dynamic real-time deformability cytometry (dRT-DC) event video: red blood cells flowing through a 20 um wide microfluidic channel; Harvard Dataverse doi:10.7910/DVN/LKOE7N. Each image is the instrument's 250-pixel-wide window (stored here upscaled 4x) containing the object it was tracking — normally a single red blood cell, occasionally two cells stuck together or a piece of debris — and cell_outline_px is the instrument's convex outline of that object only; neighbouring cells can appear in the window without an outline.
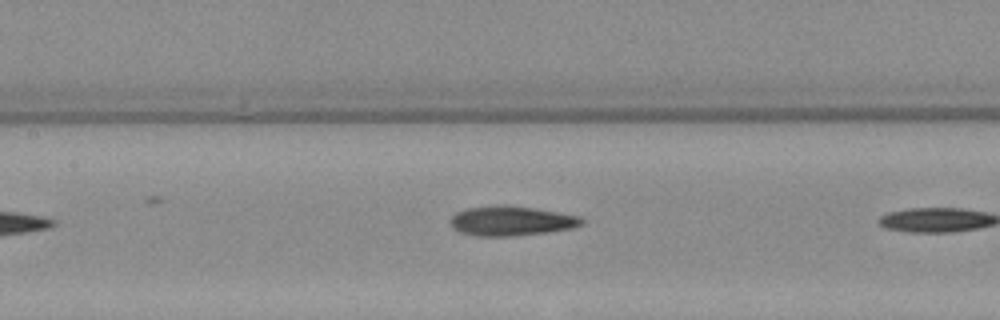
{"species": "Egyptian fruit bat (a non-hibernating species)", "species_latin": "Rousettus aegyptiacus", "temperature_condition": "warm", "stored_images_in_passage": 8, "camera_frame_rate_fps": 3000, "um_per_image_px": 0.085, "animal": {"sex": "female"}, "frame": {"image": 1, "passage_image": 4, "time_ms": 3.667, "image_size_px": [1000, 320], "cell_outline_px": [[584, 224], [572, 228], [548, 232], [512, 236], [476, 236], [460, 232], [452, 228], [448, 220], [456, 212], [468, 208], [496, 204], [504, 204], [532, 208], [580, 216], [584, 220]], "centroid_in_image_um": [43.42, 18.77], "position_along_channel_um": 164.0, "area_um2": 22.89}}
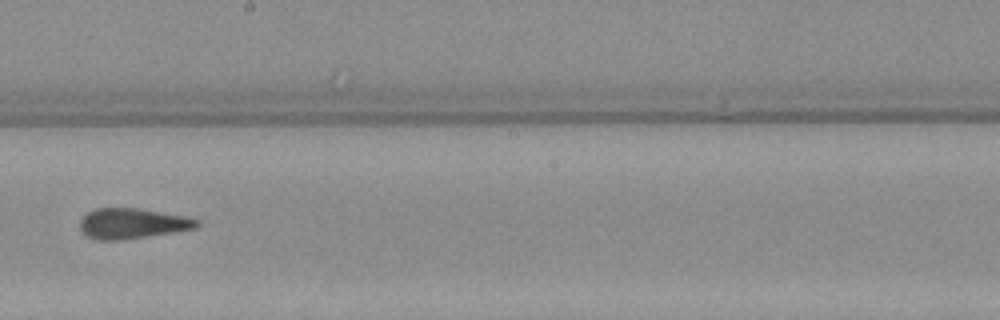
{"frame": {"image": 2, "passage_image": 7, "time_ms": 7.333, "image_size_px": [1000, 320], "cell_outline_px": [[200, 224], [196, 228], [120, 240], [96, 240], [88, 236], [80, 228], [80, 220], [88, 212], [96, 208], [136, 208], [184, 216], [200, 220]], "centroid_in_image_um": [11.23, 18.99], "position_along_channel_um": 237.0, "area_um2": 20.35}}
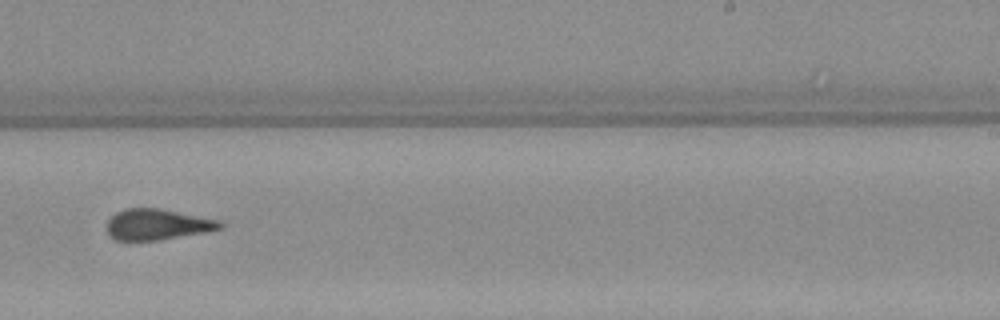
{"frame": {"image": 3, "passage_image": 8, "time_ms": 8.333, "image_size_px": [1000, 320], "cell_outline_px": [[224, 228], [208, 232], [156, 240], [116, 240], [108, 236], [108, 220], [116, 212], [124, 208], [160, 208], [220, 220], [224, 224]], "centroid_in_image_um": [13.41, 19.07], "position_along_channel_um": 275.6, "area_um2": 20.46}}